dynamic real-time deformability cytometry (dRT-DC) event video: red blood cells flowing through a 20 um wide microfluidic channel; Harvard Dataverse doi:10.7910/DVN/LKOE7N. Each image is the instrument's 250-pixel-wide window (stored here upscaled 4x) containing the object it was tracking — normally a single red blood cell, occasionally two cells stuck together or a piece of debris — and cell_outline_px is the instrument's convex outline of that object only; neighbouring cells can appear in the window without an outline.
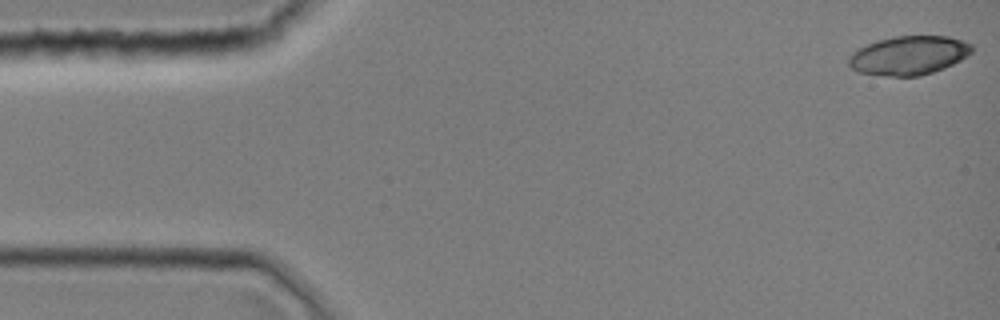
{"species": "common noctule bat (a hibernating species)", "species_latin": "Nyctalus noctula", "temperature_condition": "room temperature", "stored_images_in_passage": 10, "camera_frame_rate_fps": 3000, "um_per_image_px": 0.085, "animal": {"sex": "female", "body_mass_g": 19.0, "forearm_length_mm": 51.5}, "frame": {"image": 1, "passage_image": 1, "time_ms": 0.0, "image_size_px": [1000, 320], "cell_outline_px": [[972, 52], [960, 60], [944, 68], [920, 76], [888, 76], [860, 72], [852, 68], [848, 64], [848, 56], [856, 48], [876, 40], [896, 36], [948, 36], [972, 44]], "centroid_in_image_um": [77.21, 4.7], "position_along_channel_um": 7.8, "area_um2": 27.92}}